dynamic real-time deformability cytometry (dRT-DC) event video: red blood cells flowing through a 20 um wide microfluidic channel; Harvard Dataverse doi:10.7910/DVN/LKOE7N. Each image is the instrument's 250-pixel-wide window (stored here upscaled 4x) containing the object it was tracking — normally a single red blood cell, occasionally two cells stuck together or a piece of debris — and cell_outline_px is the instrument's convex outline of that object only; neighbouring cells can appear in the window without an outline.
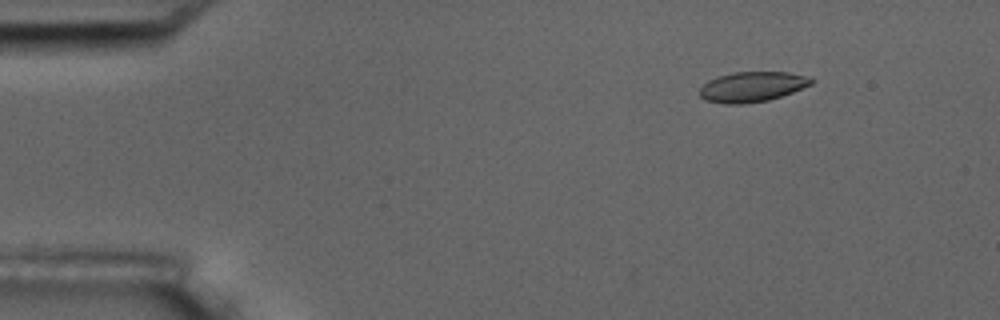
{"species": "common noctule bat (a hibernating species)", "species_latin": "Nyctalus noctula", "temperature_condition": "room temperature", "stored_images_in_passage": 5, "camera_frame_rate_fps": 3000, "um_per_image_px": 0.085, "animal": {"sex": "male", "body_mass_g": 17.5, "forearm_length_mm": 52.3}, "frame": {"image": 1, "passage_image": 2, "time_ms": 2.0, "image_size_px": [1000, 320], "cell_outline_px": [[816, 80], [812, 84], [792, 92], [768, 100], [744, 104], [724, 104], [704, 100], [700, 96], [700, 88], [708, 80], [716, 76], [732, 72], [788, 72], [812, 76]], "centroid_in_image_um": [63.95, 7.36], "position_along_channel_um": 21.1, "area_um2": 19.88}}
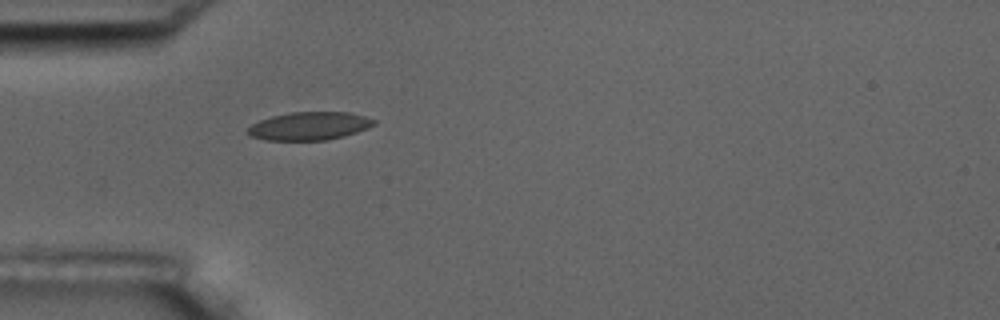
{"frame": {"image": 2, "passage_image": 5, "time_ms": 5.333, "image_size_px": [1000, 320], "cell_outline_px": [[376, 124], [368, 128], [344, 136], [324, 140], [268, 140], [252, 136], [248, 132], [248, 128], [252, 124], [260, 120], [272, 116], [292, 112], [348, 112], [364, 116], [376, 120]], "centroid_in_image_um": [26.33, 10.7], "position_along_channel_um": 58.7, "area_um2": 20.46}}